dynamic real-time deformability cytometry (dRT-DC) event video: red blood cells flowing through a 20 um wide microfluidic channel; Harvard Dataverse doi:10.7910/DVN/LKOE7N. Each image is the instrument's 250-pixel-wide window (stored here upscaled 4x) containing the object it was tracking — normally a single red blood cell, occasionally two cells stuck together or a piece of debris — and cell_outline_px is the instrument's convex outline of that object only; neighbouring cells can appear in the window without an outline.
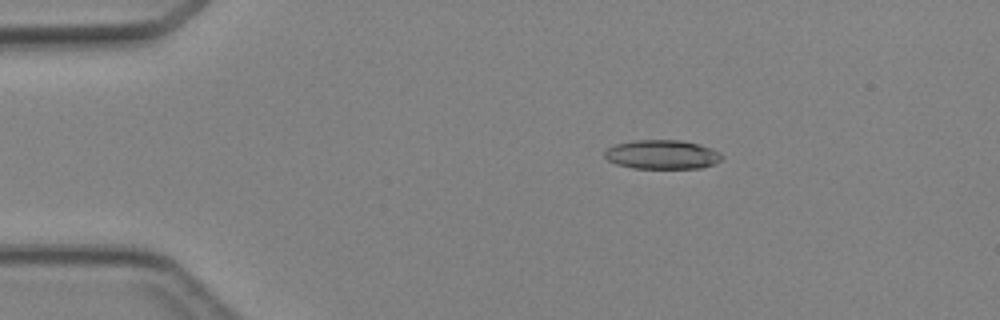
{"species": "Egyptian fruit bat (a non-hibernating species)", "species_latin": "Rousettus aegyptiacus", "temperature_condition": "cold", "stored_images_in_passage": 3, "camera_frame_rate_fps": 3000, "um_per_image_px": 0.085, "animal": {"sex": "female"}, "frame": {"image": 1, "passage_image": 1, "time_ms": 0.0, "image_size_px": [1000, 320], "cell_outline_px": [[724, 156], [720, 160], [712, 164], [700, 168], [632, 168], [616, 164], [608, 160], [604, 156], [604, 152], [608, 148], [616, 144], [636, 140], [680, 140], [700, 144], [712, 148], [720, 152]], "centroid_in_image_um": [56.29, 13.13], "position_along_channel_um": 28.7, "area_um2": 19.88}}
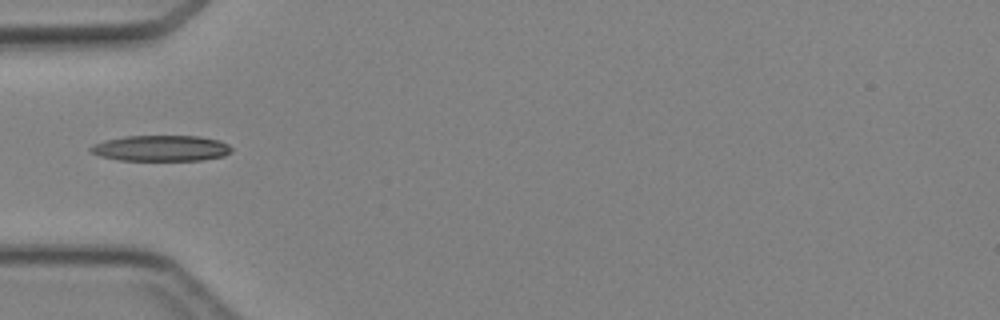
{"frame": {"image": 2, "passage_image": 3, "time_ms": 2.333, "image_size_px": [1000, 320], "cell_outline_px": [[232, 152], [224, 156], [200, 160], [120, 160], [100, 156], [88, 152], [88, 148], [92, 144], [104, 140], [124, 136], [200, 136], [220, 140], [228, 144], [232, 148]], "centroid_in_image_um": [13.66, 12.59], "position_along_channel_um": 71.3, "area_um2": 21.44}}